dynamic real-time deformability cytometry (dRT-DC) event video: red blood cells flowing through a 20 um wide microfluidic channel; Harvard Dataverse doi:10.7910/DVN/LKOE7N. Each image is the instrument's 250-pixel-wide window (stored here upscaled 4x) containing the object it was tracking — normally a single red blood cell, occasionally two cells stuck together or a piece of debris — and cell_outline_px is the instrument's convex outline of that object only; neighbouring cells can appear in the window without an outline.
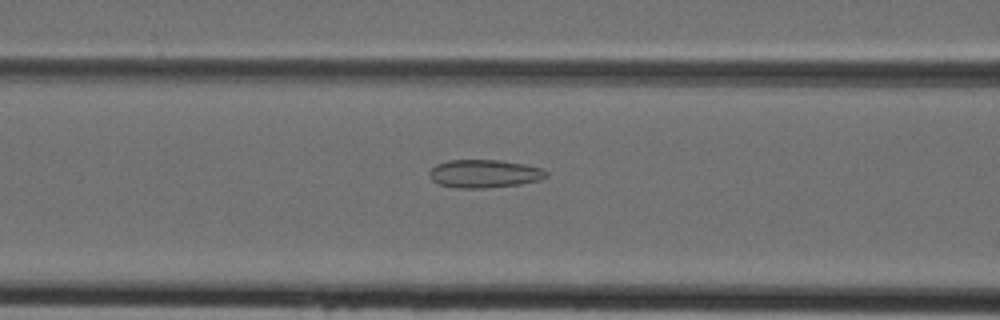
{"species": "Egyptian fruit bat (a non-hibernating species)", "species_latin": "Rousettus aegyptiacus", "temperature_condition": "cold", "stored_images_in_passage": 33, "camera_frame_rate_fps": 3000, "um_per_image_px": 0.085, "animal": {"sex": "female"}, "frame": {"image": 1, "passage_image": 8, "time_ms": 2.333, "image_size_px": [1000, 320], "cell_outline_px": [[548, 176], [540, 180], [520, 184], [484, 188], [456, 188], [440, 184], [432, 180], [428, 176], [428, 172], [436, 164], [448, 160], [500, 160], [524, 164], [540, 168], [548, 172]], "centroid_in_image_um": [41.15, 14.76], "position_along_channel_um": 125.4, "area_um2": 19.19}}
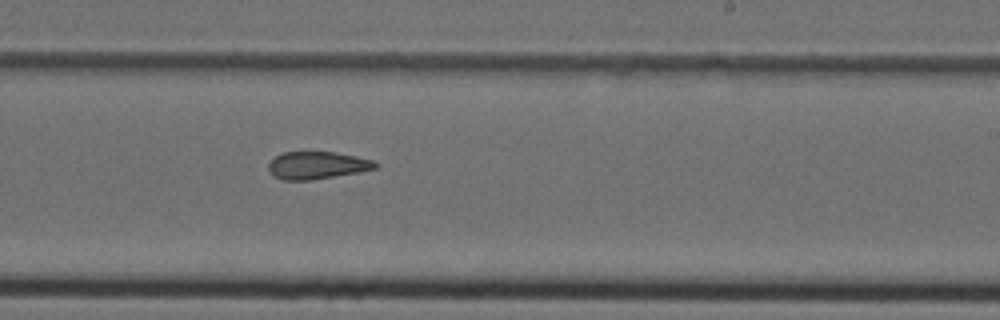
{"frame": {"image": 2, "passage_image": 17, "time_ms": 5.333, "image_size_px": [1000, 320], "cell_outline_px": [[380, 164], [376, 168], [360, 172], [312, 180], [284, 180], [272, 176], [268, 172], [268, 164], [276, 156], [284, 152], [336, 152], [376, 160]], "centroid_in_image_um": [26.98, 14.05], "position_along_channel_um": 262.0, "area_um2": 17.34}}
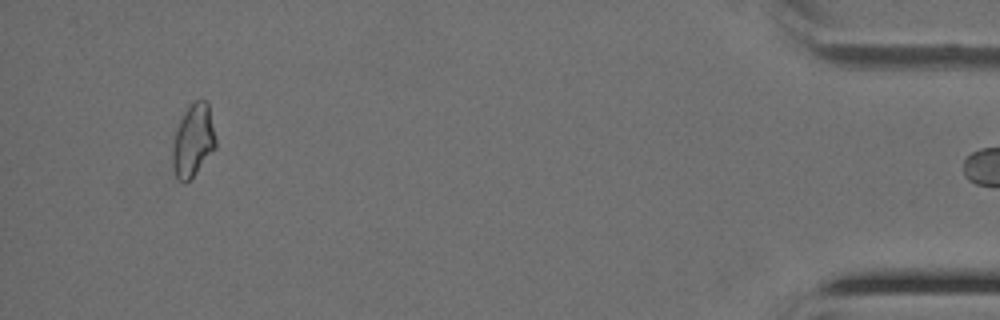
{"frame": {"image": 3, "passage_image": 32, "time_ms": 10.333, "image_size_px": [1000, 320], "cell_outline_px": [[216, 148], [196, 172], [184, 184], [176, 180], [172, 168], [172, 144], [176, 128], [184, 112], [196, 100], [208, 100], [216, 140]], "centroid_in_image_um": [16.4, 11.97], "position_along_channel_um": 418.8, "area_um2": 18.44}}